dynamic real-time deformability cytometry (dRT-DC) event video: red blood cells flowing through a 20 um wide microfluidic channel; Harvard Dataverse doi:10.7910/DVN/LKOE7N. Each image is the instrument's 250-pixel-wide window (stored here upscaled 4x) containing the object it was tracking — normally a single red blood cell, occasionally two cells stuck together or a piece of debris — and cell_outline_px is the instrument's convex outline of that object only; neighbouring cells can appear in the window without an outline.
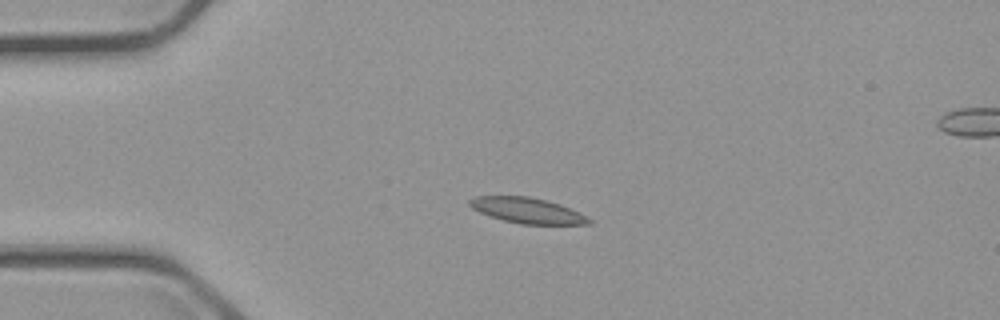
{"species": "common noctule bat (a hibernating species)", "species_latin": "Nyctalus noctula", "temperature_condition": "cold", "stored_images_in_passage": 4, "camera_frame_rate_fps": 3000, "um_per_image_px": 0.085, "animal": {"sex": "male", "body_mass_g": 23.1, "forearm_length_mm": 52.7}, "frame": {"image": 1, "passage_image": 3, "time_ms": 2.333, "image_size_px": [1000, 320], "cell_outline_px": [[592, 224], [520, 224], [504, 220], [480, 212], [472, 208], [468, 204], [468, 200], [476, 196], [528, 196], [548, 200], [560, 204], [580, 212], [592, 220]], "centroid_in_image_um": [44.84, 17.88], "position_along_channel_um": 40.2, "area_um2": 17.74}}